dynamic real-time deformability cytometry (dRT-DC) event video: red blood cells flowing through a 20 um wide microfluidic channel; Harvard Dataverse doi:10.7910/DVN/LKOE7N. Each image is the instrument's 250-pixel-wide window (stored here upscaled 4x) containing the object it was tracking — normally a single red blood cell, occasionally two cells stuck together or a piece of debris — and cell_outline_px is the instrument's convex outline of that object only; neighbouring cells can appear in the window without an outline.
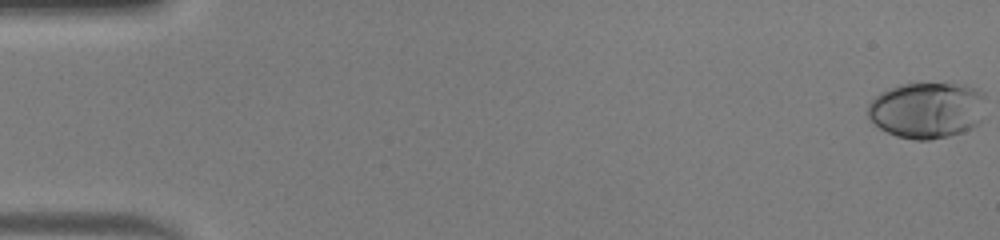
{"species": "human", "species_latin": "Homo sapiens", "temperature_condition": "warm", "stored_images_in_passage": 51, "camera_frame_rate_fps": 3000, "um_per_image_px": 0.085, "donor": {"sex": "male"}, "frame": {"image": 1, "passage_image": 1, "time_ms": 0.0, "image_size_px": [1000, 240], "cell_outline_px": [[984, 96], [980, 120], [972, 128], [948, 136], [928, 140], [916, 140], [896, 136], [880, 128], [868, 116], [868, 104], [880, 92], [888, 88], [900, 84], [964, 84], [976, 88], [984, 92]], "centroid_in_image_um": [78.78, 9.35], "position_along_channel_um": 6.2, "area_um2": 38.38}}
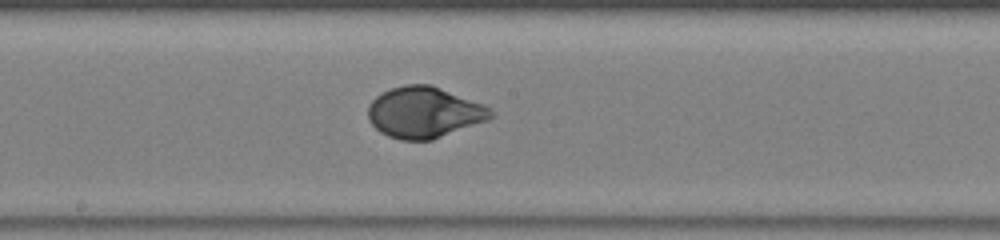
{"frame": {"image": 2, "passage_image": 28, "time_ms": 9.0, "image_size_px": [1000, 240], "cell_outline_px": [[496, 112], [488, 120], [432, 140], [400, 140], [388, 136], [380, 132], [368, 120], [368, 104], [376, 96], [392, 88], [404, 84], [432, 84], [484, 104], [492, 108]], "centroid_in_image_um": [36.07, 9.55], "position_along_channel_um": 212.1, "area_um2": 36.82}}
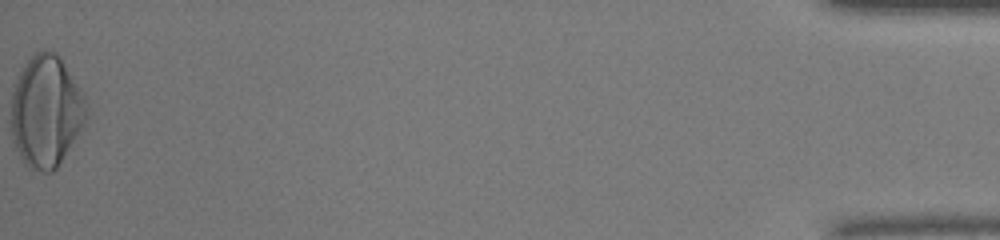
{"frame": {"image": 3, "passage_image": 51, "time_ms": 16.667, "image_size_px": [1000, 240], "cell_outline_px": [[88, 116], [84, 124], [56, 168], [52, 172], [44, 172], [28, 168], [20, 156], [16, 148], [12, 136], [12, 84], [24, 64], [36, 52], [44, 48], [48, 48], [56, 52], [60, 56], [80, 88], [84, 96], [88, 108]], "centroid_in_image_um": [3.92, 9.42], "position_along_channel_um": 431.3, "area_um2": 49.19}, "authors_computed_cell_mechanics": {"area_um2": 36.703, "velocity_mm_per_s": 4.1577, "shape_relaxation_time_tau1_ms": 3.7006, "shape_relaxation_time_tau2_ms": null, "deformation_change_tau1": 0.2155, "deformation_change_tau2": null}}